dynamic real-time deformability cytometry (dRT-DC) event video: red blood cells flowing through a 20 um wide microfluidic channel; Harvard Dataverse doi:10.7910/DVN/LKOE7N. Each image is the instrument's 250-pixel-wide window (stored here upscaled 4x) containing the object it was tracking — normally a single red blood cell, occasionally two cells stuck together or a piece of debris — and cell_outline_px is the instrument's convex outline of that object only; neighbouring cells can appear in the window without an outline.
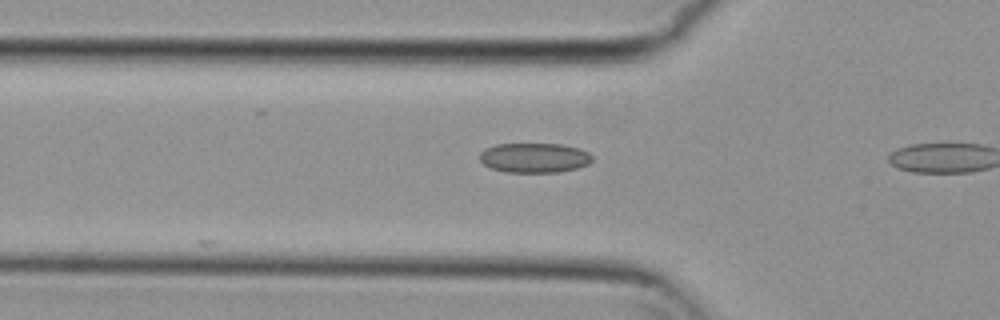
{"species": "common noctule bat (a hibernating species)", "species_latin": "Nyctalus noctula", "temperature_condition": "cold", "stored_images_in_passage": 6, "camera_frame_rate_fps": 3000, "um_per_image_px": 0.085, "animal": {"sex": "female", "body_mass_g": 29.2, "forearm_length_mm": 56.3}, "frame": {"image": 1, "passage_image": 5, "time_ms": 1.333, "image_size_px": [1000, 320], "cell_outline_px": [[592, 160], [588, 164], [576, 168], [560, 172], [504, 172], [492, 168], [484, 164], [480, 160], [480, 152], [484, 148], [496, 144], [560, 144], [580, 148], [588, 152], [592, 156]], "centroid_in_image_um": [45.41, 13.41], "position_along_channel_um": 80.4, "area_um2": 19.54}}